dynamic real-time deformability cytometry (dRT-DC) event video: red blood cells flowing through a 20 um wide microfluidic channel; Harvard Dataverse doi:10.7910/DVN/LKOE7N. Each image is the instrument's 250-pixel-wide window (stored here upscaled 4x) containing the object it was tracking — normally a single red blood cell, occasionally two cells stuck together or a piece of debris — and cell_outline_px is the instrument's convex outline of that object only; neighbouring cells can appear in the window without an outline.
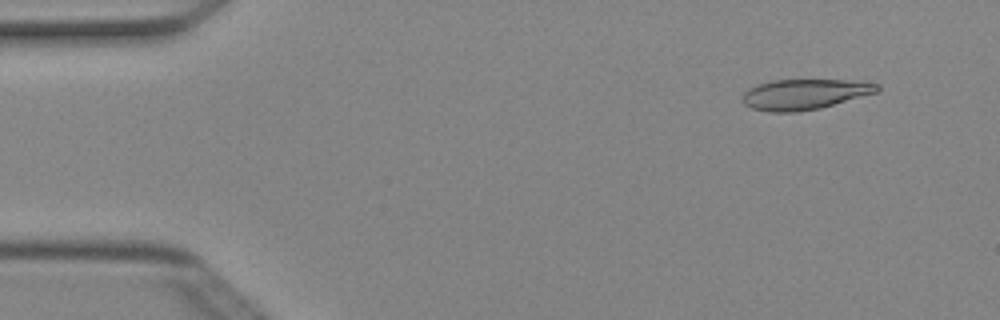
{"species": "Egyptian fruit bat (a non-hibernating species)", "species_latin": "Rousettus aegyptiacus", "temperature_condition": "cold", "stored_images_in_passage": 5, "camera_frame_rate_fps": 3000, "um_per_image_px": 0.085, "animal": {"sex": "female"}, "frame": {"image": 1, "passage_image": 1, "time_ms": 0.0, "image_size_px": [1000, 320], "cell_outline_px": [[880, 88], [876, 92], [820, 108], [796, 112], [768, 112], [752, 108], [744, 104], [740, 100], [744, 92], [748, 88], [756, 84], [772, 80], [844, 80], [880, 84]], "centroid_in_image_um": [68.3, 8.01], "position_along_channel_um": 16.7, "area_um2": 23.81}}